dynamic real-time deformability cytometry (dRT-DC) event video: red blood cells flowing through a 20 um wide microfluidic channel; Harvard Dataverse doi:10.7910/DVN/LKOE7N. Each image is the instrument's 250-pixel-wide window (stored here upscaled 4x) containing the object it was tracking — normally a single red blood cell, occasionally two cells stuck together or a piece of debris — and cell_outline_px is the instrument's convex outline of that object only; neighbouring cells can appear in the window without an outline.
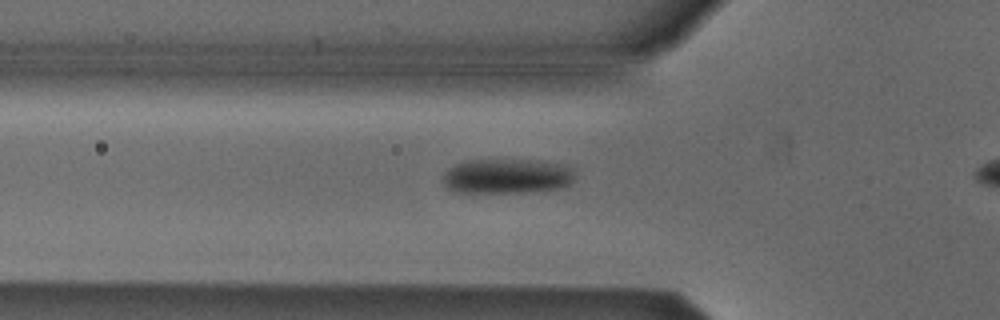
{"species": "Egyptian fruit bat (a non-hibernating species)", "species_latin": "Rousettus aegyptiacus", "temperature_condition": "cold", "stored_images_in_passage": 37, "camera_frame_rate_fps": 3000, "um_per_image_px": 0.085, "animal": {"sex": "male"}, "frame": {"image": 1, "passage_image": 9, "time_ms": 2.667, "image_size_px": [1000, 320], "cell_outline_px": [[576, 176], [568, 184], [560, 188], [524, 192], [452, 192], [444, 184], [444, 176], [448, 168], [464, 160], [536, 160], [560, 164], [572, 168]], "centroid_in_image_um": [43.08, 14.97], "position_along_channel_um": 82.7, "area_um2": 26.7}}
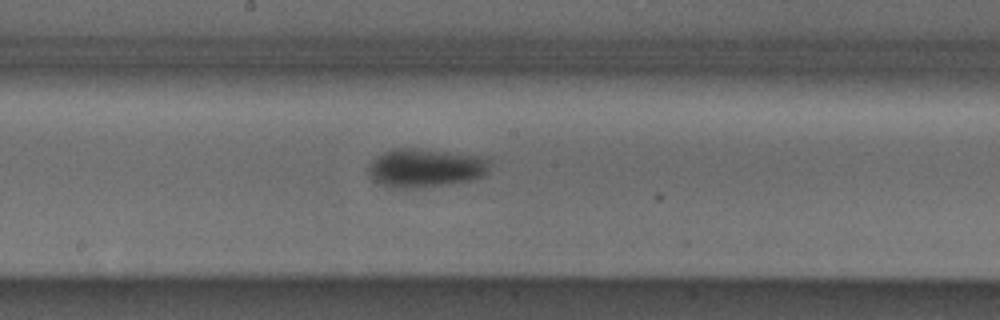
{"frame": {"image": 2, "passage_image": 19, "time_ms": 6.0, "image_size_px": [1000, 320], "cell_outline_px": [[492, 164], [488, 172], [484, 176], [468, 180], [416, 188], [388, 188], [380, 184], [368, 172], [368, 168], [372, 160], [384, 152], [392, 148], [416, 148], [488, 156]], "centroid_in_image_um": [36.21, 14.25], "position_along_channel_um": 212.0, "area_um2": 27.51}}
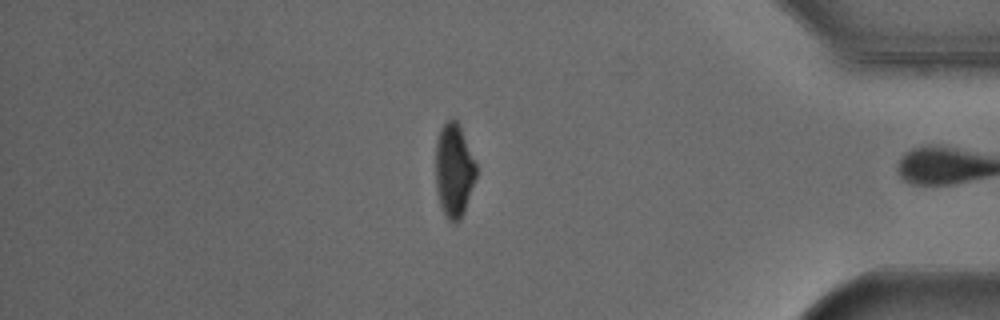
{"frame": {"image": 3, "passage_image": 36, "time_ms": 11.667, "image_size_px": [1000, 320], "cell_outline_px": [[476, 176], [464, 212], [460, 220], [456, 224], [448, 220], [440, 204], [436, 188], [436, 140], [440, 128], [452, 116], [456, 120], [460, 128], [476, 164]], "centroid_in_image_um": [38.57, 14.49], "position_along_channel_um": 396.6, "area_um2": 21.91}, "authors_computed_cell_mechanics": {"area_um2": 26.1256, "velocity_mm_per_s": 3.8604, "shape_relaxation_time_tau1_ms": 3.354, "shape_relaxation_time_tau2_ms": null, "deformation_change_tau1": 0.1006, "deformation_change_tau2": null}}